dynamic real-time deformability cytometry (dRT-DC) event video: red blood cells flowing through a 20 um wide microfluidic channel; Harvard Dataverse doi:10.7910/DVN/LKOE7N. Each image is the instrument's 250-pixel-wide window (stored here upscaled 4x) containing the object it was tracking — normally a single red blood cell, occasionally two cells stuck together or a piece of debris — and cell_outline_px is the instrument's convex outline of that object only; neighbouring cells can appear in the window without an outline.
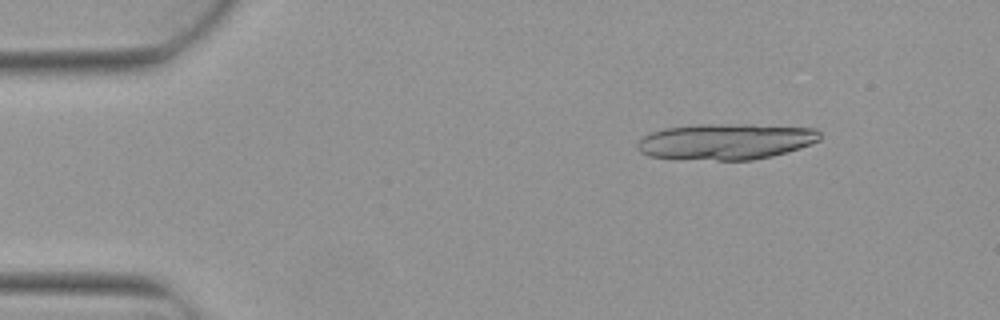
{"species": "Egyptian fruit bat (a non-hibernating species)", "species_latin": "Rousettus aegyptiacus", "temperature_condition": "warm", "stored_images_in_passage": 4, "camera_frame_rate_fps": 3000, "um_per_image_px": 0.085, "animal": {"sex": "female"}, "frame": {"image": 1, "passage_image": 2, "time_ms": 0.333, "image_size_px": [1000, 320], "cell_outline_px": [[820, 140], [800, 148], [772, 156], [752, 160], [716, 160], [648, 156], [640, 152], [636, 148], [636, 144], [644, 136], [652, 132], [664, 128], [696, 124], [752, 124], [816, 128], [820, 132]], "centroid_in_image_um": [61.71, 12.01], "position_along_channel_um": 23.3, "area_um2": 38.44}}